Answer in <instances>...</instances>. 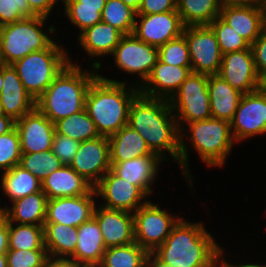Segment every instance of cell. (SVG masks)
Masks as SVG:
<instances>
[{"label": "cell", "instance_id": "cell-1", "mask_svg": "<svg viewBox=\"0 0 266 267\" xmlns=\"http://www.w3.org/2000/svg\"><path fill=\"white\" fill-rule=\"evenodd\" d=\"M128 125L161 160L170 155L179 164L181 130L169 100L138 94L129 109ZM165 151V152H164ZM169 153L164 155V153Z\"/></svg>", "mask_w": 266, "mask_h": 267}, {"label": "cell", "instance_id": "cell-2", "mask_svg": "<svg viewBox=\"0 0 266 267\" xmlns=\"http://www.w3.org/2000/svg\"><path fill=\"white\" fill-rule=\"evenodd\" d=\"M219 245L203 223L181 218L153 254L174 267H215L219 263Z\"/></svg>", "mask_w": 266, "mask_h": 267}, {"label": "cell", "instance_id": "cell-3", "mask_svg": "<svg viewBox=\"0 0 266 267\" xmlns=\"http://www.w3.org/2000/svg\"><path fill=\"white\" fill-rule=\"evenodd\" d=\"M126 85L125 81L111 80L101 75L90 85L85 110L100 136L110 137L128 125L131 103L140 92L137 84Z\"/></svg>", "mask_w": 266, "mask_h": 267}, {"label": "cell", "instance_id": "cell-4", "mask_svg": "<svg viewBox=\"0 0 266 267\" xmlns=\"http://www.w3.org/2000/svg\"><path fill=\"white\" fill-rule=\"evenodd\" d=\"M69 61L36 100V108L53 123L85 109L89 87L99 76L96 71L102 68L100 61H95L91 67L94 71H82L72 58Z\"/></svg>", "mask_w": 266, "mask_h": 267}, {"label": "cell", "instance_id": "cell-5", "mask_svg": "<svg viewBox=\"0 0 266 267\" xmlns=\"http://www.w3.org/2000/svg\"><path fill=\"white\" fill-rule=\"evenodd\" d=\"M186 126L188 128L181 129L179 166L183 177L187 179V182H190L189 185L192 187V176L188 173L190 170L188 166V145L183 138L188 136L186 134L187 130L190 133L188 138L192 143L193 150L198 153L200 159L210 168L221 167L226 163L225 160L228 155L230 156L235 141L231 133L230 122L226 120L211 117L206 120L187 123Z\"/></svg>", "mask_w": 266, "mask_h": 267}, {"label": "cell", "instance_id": "cell-6", "mask_svg": "<svg viewBox=\"0 0 266 267\" xmlns=\"http://www.w3.org/2000/svg\"><path fill=\"white\" fill-rule=\"evenodd\" d=\"M67 53L63 46L53 41L47 48L29 53L11 64L35 101L70 62Z\"/></svg>", "mask_w": 266, "mask_h": 267}, {"label": "cell", "instance_id": "cell-7", "mask_svg": "<svg viewBox=\"0 0 266 267\" xmlns=\"http://www.w3.org/2000/svg\"><path fill=\"white\" fill-rule=\"evenodd\" d=\"M48 18L25 17L0 26V64L11 65L29 53L47 48L54 40L42 30Z\"/></svg>", "mask_w": 266, "mask_h": 267}, {"label": "cell", "instance_id": "cell-8", "mask_svg": "<svg viewBox=\"0 0 266 267\" xmlns=\"http://www.w3.org/2000/svg\"><path fill=\"white\" fill-rule=\"evenodd\" d=\"M169 102L180 130L187 123L211 118L208 75L191 72Z\"/></svg>", "mask_w": 266, "mask_h": 267}, {"label": "cell", "instance_id": "cell-9", "mask_svg": "<svg viewBox=\"0 0 266 267\" xmlns=\"http://www.w3.org/2000/svg\"><path fill=\"white\" fill-rule=\"evenodd\" d=\"M134 237L149 254L161 246L170 235L173 227L182 218L173 216L148 201L134 213Z\"/></svg>", "mask_w": 266, "mask_h": 267}, {"label": "cell", "instance_id": "cell-10", "mask_svg": "<svg viewBox=\"0 0 266 267\" xmlns=\"http://www.w3.org/2000/svg\"><path fill=\"white\" fill-rule=\"evenodd\" d=\"M185 37L194 73L214 75L221 67L222 54L215 33L208 25L185 26Z\"/></svg>", "mask_w": 266, "mask_h": 267}, {"label": "cell", "instance_id": "cell-11", "mask_svg": "<svg viewBox=\"0 0 266 267\" xmlns=\"http://www.w3.org/2000/svg\"><path fill=\"white\" fill-rule=\"evenodd\" d=\"M116 67L130 75L139 76L142 85L159 60L158 48L138 39L133 33L123 35L113 54Z\"/></svg>", "mask_w": 266, "mask_h": 267}, {"label": "cell", "instance_id": "cell-12", "mask_svg": "<svg viewBox=\"0 0 266 267\" xmlns=\"http://www.w3.org/2000/svg\"><path fill=\"white\" fill-rule=\"evenodd\" d=\"M230 125L236 143L266 134V94L261 88L243 94Z\"/></svg>", "mask_w": 266, "mask_h": 267}, {"label": "cell", "instance_id": "cell-13", "mask_svg": "<svg viewBox=\"0 0 266 267\" xmlns=\"http://www.w3.org/2000/svg\"><path fill=\"white\" fill-rule=\"evenodd\" d=\"M96 195L105 202L102 207L124 210L134 213L139 207L147 203L143 200L148 195L137 185L131 184L115 175L111 170L105 173L94 186Z\"/></svg>", "mask_w": 266, "mask_h": 267}, {"label": "cell", "instance_id": "cell-14", "mask_svg": "<svg viewBox=\"0 0 266 267\" xmlns=\"http://www.w3.org/2000/svg\"><path fill=\"white\" fill-rule=\"evenodd\" d=\"M69 166L95 186L111 169L109 138L99 136L81 142Z\"/></svg>", "mask_w": 266, "mask_h": 267}, {"label": "cell", "instance_id": "cell-15", "mask_svg": "<svg viewBox=\"0 0 266 267\" xmlns=\"http://www.w3.org/2000/svg\"><path fill=\"white\" fill-rule=\"evenodd\" d=\"M218 75L242 94L255 92L261 88V79L250 47L222 55Z\"/></svg>", "mask_w": 266, "mask_h": 267}, {"label": "cell", "instance_id": "cell-16", "mask_svg": "<svg viewBox=\"0 0 266 267\" xmlns=\"http://www.w3.org/2000/svg\"><path fill=\"white\" fill-rule=\"evenodd\" d=\"M136 19L140 21L136 20L133 34L141 41L156 48L180 37L185 27L177 10L159 14L137 15Z\"/></svg>", "mask_w": 266, "mask_h": 267}, {"label": "cell", "instance_id": "cell-17", "mask_svg": "<svg viewBox=\"0 0 266 267\" xmlns=\"http://www.w3.org/2000/svg\"><path fill=\"white\" fill-rule=\"evenodd\" d=\"M95 189L83 196L62 197L47 200L45 223H60L79 227L90 220L97 206Z\"/></svg>", "mask_w": 266, "mask_h": 267}, {"label": "cell", "instance_id": "cell-18", "mask_svg": "<svg viewBox=\"0 0 266 267\" xmlns=\"http://www.w3.org/2000/svg\"><path fill=\"white\" fill-rule=\"evenodd\" d=\"M22 153L48 151L55 135L54 123L37 108L15 121Z\"/></svg>", "mask_w": 266, "mask_h": 267}, {"label": "cell", "instance_id": "cell-19", "mask_svg": "<svg viewBox=\"0 0 266 267\" xmlns=\"http://www.w3.org/2000/svg\"><path fill=\"white\" fill-rule=\"evenodd\" d=\"M93 217L100 227L106 248L135 242L132 212L108 209L99 205L95 207Z\"/></svg>", "mask_w": 266, "mask_h": 267}, {"label": "cell", "instance_id": "cell-20", "mask_svg": "<svg viewBox=\"0 0 266 267\" xmlns=\"http://www.w3.org/2000/svg\"><path fill=\"white\" fill-rule=\"evenodd\" d=\"M191 72V66L170 65L158 60L149 77L139 86V92L147 97L170 100Z\"/></svg>", "mask_w": 266, "mask_h": 267}, {"label": "cell", "instance_id": "cell-21", "mask_svg": "<svg viewBox=\"0 0 266 267\" xmlns=\"http://www.w3.org/2000/svg\"><path fill=\"white\" fill-rule=\"evenodd\" d=\"M220 17L250 45L266 27L265 7L256 4L221 6Z\"/></svg>", "mask_w": 266, "mask_h": 267}, {"label": "cell", "instance_id": "cell-22", "mask_svg": "<svg viewBox=\"0 0 266 267\" xmlns=\"http://www.w3.org/2000/svg\"><path fill=\"white\" fill-rule=\"evenodd\" d=\"M0 100L4 115L14 121L36 108V101L27 92L12 65L3 64V86Z\"/></svg>", "mask_w": 266, "mask_h": 267}, {"label": "cell", "instance_id": "cell-23", "mask_svg": "<svg viewBox=\"0 0 266 267\" xmlns=\"http://www.w3.org/2000/svg\"><path fill=\"white\" fill-rule=\"evenodd\" d=\"M161 160L157 155H145L117 164H111V171L125 181L139 186L148 196L158 174Z\"/></svg>", "mask_w": 266, "mask_h": 267}, {"label": "cell", "instance_id": "cell-24", "mask_svg": "<svg viewBox=\"0 0 266 267\" xmlns=\"http://www.w3.org/2000/svg\"><path fill=\"white\" fill-rule=\"evenodd\" d=\"M47 199L76 197L90 193L94 186L69 165L47 175L41 182Z\"/></svg>", "mask_w": 266, "mask_h": 267}, {"label": "cell", "instance_id": "cell-25", "mask_svg": "<svg viewBox=\"0 0 266 267\" xmlns=\"http://www.w3.org/2000/svg\"><path fill=\"white\" fill-rule=\"evenodd\" d=\"M105 250L100 227L92 217L78 227V242L71 258L84 267H98Z\"/></svg>", "mask_w": 266, "mask_h": 267}, {"label": "cell", "instance_id": "cell-26", "mask_svg": "<svg viewBox=\"0 0 266 267\" xmlns=\"http://www.w3.org/2000/svg\"><path fill=\"white\" fill-rule=\"evenodd\" d=\"M47 196L41 190L12 202V206H0V212L10 223L44 225Z\"/></svg>", "mask_w": 266, "mask_h": 267}, {"label": "cell", "instance_id": "cell-27", "mask_svg": "<svg viewBox=\"0 0 266 267\" xmlns=\"http://www.w3.org/2000/svg\"><path fill=\"white\" fill-rule=\"evenodd\" d=\"M211 116L231 122L243 96L218 74L208 75Z\"/></svg>", "mask_w": 266, "mask_h": 267}, {"label": "cell", "instance_id": "cell-28", "mask_svg": "<svg viewBox=\"0 0 266 267\" xmlns=\"http://www.w3.org/2000/svg\"><path fill=\"white\" fill-rule=\"evenodd\" d=\"M123 34L103 21L79 33L80 46L91 57L112 55Z\"/></svg>", "mask_w": 266, "mask_h": 267}, {"label": "cell", "instance_id": "cell-29", "mask_svg": "<svg viewBox=\"0 0 266 267\" xmlns=\"http://www.w3.org/2000/svg\"><path fill=\"white\" fill-rule=\"evenodd\" d=\"M109 138L110 162L117 164L145 155H155L144 138L129 125L123 126Z\"/></svg>", "mask_w": 266, "mask_h": 267}, {"label": "cell", "instance_id": "cell-30", "mask_svg": "<svg viewBox=\"0 0 266 267\" xmlns=\"http://www.w3.org/2000/svg\"><path fill=\"white\" fill-rule=\"evenodd\" d=\"M78 242V227L44 223V246L48 256L71 257Z\"/></svg>", "mask_w": 266, "mask_h": 267}, {"label": "cell", "instance_id": "cell-31", "mask_svg": "<svg viewBox=\"0 0 266 267\" xmlns=\"http://www.w3.org/2000/svg\"><path fill=\"white\" fill-rule=\"evenodd\" d=\"M0 175L1 189L12 202L42 190L41 181L20 165Z\"/></svg>", "mask_w": 266, "mask_h": 267}, {"label": "cell", "instance_id": "cell-32", "mask_svg": "<svg viewBox=\"0 0 266 267\" xmlns=\"http://www.w3.org/2000/svg\"><path fill=\"white\" fill-rule=\"evenodd\" d=\"M220 0H177V11L184 26L209 25L221 11Z\"/></svg>", "mask_w": 266, "mask_h": 267}, {"label": "cell", "instance_id": "cell-33", "mask_svg": "<svg viewBox=\"0 0 266 267\" xmlns=\"http://www.w3.org/2000/svg\"><path fill=\"white\" fill-rule=\"evenodd\" d=\"M149 253L138 243L106 248L98 267H148Z\"/></svg>", "mask_w": 266, "mask_h": 267}, {"label": "cell", "instance_id": "cell-34", "mask_svg": "<svg viewBox=\"0 0 266 267\" xmlns=\"http://www.w3.org/2000/svg\"><path fill=\"white\" fill-rule=\"evenodd\" d=\"M54 126L55 134H62L79 142L92 140L100 136L95 123L85 109L58 120L54 123Z\"/></svg>", "mask_w": 266, "mask_h": 267}, {"label": "cell", "instance_id": "cell-35", "mask_svg": "<svg viewBox=\"0 0 266 267\" xmlns=\"http://www.w3.org/2000/svg\"><path fill=\"white\" fill-rule=\"evenodd\" d=\"M9 249H46L44 246V225L16 224L9 222Z\"/></svg>", "mask_w": 266, "mask_h": 267}, {"label": "cell", "instance_id": "cell-36", "mask_svg": "<svg viewBox=\"0 0 266 267\" xmlns=\"http://www.w3.org/2000/svg\"><path fill=\"white\" fill-rule=\"evenodd\" d=\"M136 16L137 11L121 0H107L102 12V21L127 35L134 31Z\"/></svg>", "mask_w": 266, "mask_h": 267}, {"label": "cell", "instance_id": "cell-37", "mask_svg": "<svg viewBox=\"0 0 266 267\" xmlns=\"http://www.w3.org/2000/svg\"><path fill=\"white\" fill-rule=\"evenodd\" d=\"M19 165L31 172L42 182L48 174L60 169L64 164L51 150H48L22 153Z\"/></svg>", "mask_w": 266, "mask_h": 267}, {"label": "cell", "instance_id": "cell-38", "mask_svg": "<svg viewBox=\"0 0 266 267\" xmlns=\"http://www.w3.org/2000/svg\"><path fill=\"white\" fill-rule=\"evenodd\" d=\"M215 33L221 54L238 52L250 47L234 29L231 28L220 16L208 25Z\"/></svg>", "mask_w": 266, "mask_h": 267}, {"label": "cell", "instance_id": "cell-39", "mask_svg": "<svg viewBox=\"0 0 266 267\" xmlns=\"http://www.w3.org/2000/svg\"><path fill=\"white\" fill-rule=\"evenodd\" d=\"M21 155L20 136L16 127L0 135V170L2 172L19 165Z\"/></svg>", "mask_w": 266, "mask_h": 267}, {"label": "cell", "instance_id": "cell-40", "mask_svg": "<svg viewBox=\"0 0 266 267\" xmlns=\"http://www.w3.org/2000/svg\"><path fill=\"white\" fill-rule=\"evenodd\" d=\"M159 60L165 64L191 66L187 41L183 35L158 48Z\"/></svg>", "mask_w": 266, "mask_h": 267}, {"label": "cell", "instance_id": "cell-41", "mask_svg": "<svg viewBox=\"0 0 266 267\" xmlns=\"http://www.w3.org/2000/svg\"><path fill=\"white\" fill-rule=\"evenodd\" d=\"M47 256L46 249H8L7 267H44Z\"/></svg>", "mask_w": 266, "mask_h": 267}, {"label": "cell", "instance_id": "cell-42", "mask_svg": "<svg viewBox=\"0 0 266 267\" xmlns=\"http://www.w3.org/2000/svg\"><path fill=\"white\" fill-rule=\"evenodd\" d=\"M64 11L73 26L79 28L80 33L102 21V12H99L98 8L65 7Z\"/></svg>", "mask_w": 266, "mask_h": 267}, {"label": "cell", "instance_id": "cell-43", "mask_svg": "<svg viewBox=\"0 0 266 267\" xmlns=\"http://www.w3.org/2000/svg\"><path fill=\"white\" fill-rule=\"evenodd\" d=\"M33 16L27 0H0V26Z\"/></svg>", "mask_w": 266, "mask_h": 267}, {"label": "cell", "instance_id": "cell-44", "mask_svg": "<svg viewBox=\"0 0 266 267\" xmlns=\"http://www.w3.org/2000/svg\"><path fill=\"white\" fill-rule=\"evenodd\" d=\"M81 142L62 134H55L52 141L51 151L64 165H70Z\"/></svg>", "mask_w": 266, "mask_h": 267}, {"label": "cell", "instance_id": "cell-45", "mask_svg": "<svg viewBox=\"0 0 266 267\" xmlns=\"http://www.w3.org/2000/svg\"><path fill=\"white\" fill-rule=\"evenodd\" d=\"M257 73L262 80L266 76V27L250 45Z\"/></svg>", "mask_w": 266, "mask_h": 267}, {"label": "cell", "instance_id": "cell-46", "mask_svg": "<svg viewBox=\"0 0 266 267\" xmlns=\"http://www.w3.org/2000/svg\"><path fill=\"white\" fill-rule=\"evenodd\" d=\"M176 10L177 0H142L137 15L159 14Z\"/></svg>", "mask_w": 266, "mask_h": 267}, {"label": "cell", "instance_id": "cell-47", "mask_svg": "<svg viewBox=\"0 0 266 267\" xmlns=\"http://www.w3.org/2000/svg\"><path fill=\"white\" fill-rule=\"evenodd\" d=\"M30 11L35 16L48 18L57 0H27Z\"/></svg>", "mask_w": 266, "mask_h": 267}, {"label": "cell", "instance_id": "cell-48", "mask_svg": "<svg viewBox=\"0 0 266 267\" xmlns=\"http://www.w3.org/2000/svg\"><path fill=\"white\" fill-rule=\"evenodd\" d=\"M44 267H84L71 257L47 256Z\"/></svg>", "mask_w": 266, "mask_h": 267}, {"label": "cell", "instance_id": "cell-49", "mask_svg": "<svg viewBox=\"0 0 266 267\" xmlns=\"http://www.w3.org/2000/svg\"><path fill=\"white\" fill-rule=\"evenodd\" d=\"M107 0H65L62 4L65 7H89L98 8L99 12H103V8Z\"/></svg>", "mask_w": 266, "mask_h": 267}, {"label": "cell", "instance_id": "cell-50", "mask_svg": "<svg viewBox=\"0 0 266 267\" xmlns=\"http://www.w3.org/2000/svg\"><path fill=\"white\" fill-rule=\"evenodd\" d=\"M9 222L0 212V254H6L9 249Z\"/></svg>", "mask_w": 266, "mask_h": 267}, {"label": "cell", "instance_id": "cell-51", "mask_svg": "<svg viewBox=\"0 0 266 267\" xmlns=\"http://www.w3.org/2000/svg\"><path fill=\"white\" fill-rule=\"evenodd\" d=\"M224 251H223V248L220 249V253H219V265L221 267H266V264L265 265H260V264H254V263H240L239 265H233L232 263H229L227 262L225 259V257L223 258L224 255ZM222 258V259H221ZM221 259V260H220Z\"/></svg>", "mask_w": 266, "mask_h": 267}, {"label": "cell", "instance_id": "cell-52", "mask_svg": "<svg viewBox=\"0 0 266 267\" xmlns=\"http://www.w3.org/2000/svg\"><path fill=\"white\" fill-rule=\"evenodd\" d=\"M15 127V121L6 115H0V135L10 132Z\"/></svg>", "mask_w": 266, "mask_h": 267}, {"label": "cell", "instance_id": "cell-53", "mask_svg": "<svg viewBox=\"0 0 266 267\" xmlns=\"http://www.w3.org/2000/svg\"><path fill=\"white\" fill-rule=\"evenodd\" d=\"M148 267H174V266L162 263L153 253H150Z\"/></svg>", "mask_w": 266, "mask_h": 267}, {"label": "cell", "instance_id": "cell-54", "mask_svg": "<svg viewBox=\"0 0 266 267\" xmlns=\"http://www.w3.org/2000/svg\"><path fill=\"white\" fill-rule=\"evenodd\" d=\"M123 3H125L126 5L132 7L133 9H135L136 11H138L140 4L142 2V0H121Z\"/></svg>", "mask_w": 266, "mask_h": 267}, {"label": "cell", "instance_id": "cell-55", "mask_svg": "<svg viewBox=\"0 0 266 267\" xmlns=\"http://www.w3.org/2000/svg\"><path fill=\"white\" fill-rule=\"evenodd\" d=\"M221 5H239V4H246V0H220Z\"/></svg>", "mask_w": 266, "mask_h": 267}, {"label": "cell", "instance_id": "cell-56", "mask_svg": "<svg viewBox=\"0 0 266 267\" xmlns=\"http://www.w3.org/2000/svg\"><path fill=\"white\" fill-rule=\"evenodd\" d=\"M246 4H256L265 7L266 0H246Z\"/></svg>", "mask_w": 266, "mask_h": 267}, {"label": "cell", "instance_id": "cell-57", "mask_svg": "<svg viewBox=\"0 0 266 267\" xmlns=\"http://www.w3.org/2000/svg\"><path fill=\"white\" fill-rule=\"evenodd\" d=\"M0 267H7L6 254H0Z\"/></svg>", "mask_w": 266, "mask_h": 267}, {"label": "cell", "instance_id": "cell-58", "mask_svg": "<svg viewBox=\"0 0 266 267\" xmlns=\"http://www.w3.org/2000/svg\"><path fill=\"white\" fill-rule=\"evenodd\" d=\"M3 86V64H0V92Z\"/></svg>", "mask_w": 266, "mask_h": 267}, {"label": "cell", "instance_id": "cell-59", "mask_svg": "<svg viewBox=\"0 0 266 267\" xmlns=\"http://www.w3.org/2000/svg\"><path fill=\"white\" fill-rule=\"evenodd\" d=\"M261 90L266 94V76L261 80Z\"/></svg>", "mask_w": 266, "mask_h": 267}, {"label": "cell", "instance_id": "cell-60", "mask_svg": "<svg viewBox=\"0 0 266 267\" xmlns=\"http://www.w3.org/2000/svg\"><path fill=\"white\" fill-rule=\"evenodd\" d=\"M0 115H4V112H3V109H2L1 100H0Z\"/></svg>", "mask_w": 266, "mask_h": 267}, {"label": "cell", "instance_id": "cell-61", "mask_svg": "<svg viewBox=\"0 0 266 267\" xmlns=\"http://www.w3.org/2000/svg\"><path fill=\"white\" fill-rule=\"evenodd\" d=\"M0 52H1V33H0Z\"/></svg>", "mask_w": 266, "mask_h": 267}]
</instances>
